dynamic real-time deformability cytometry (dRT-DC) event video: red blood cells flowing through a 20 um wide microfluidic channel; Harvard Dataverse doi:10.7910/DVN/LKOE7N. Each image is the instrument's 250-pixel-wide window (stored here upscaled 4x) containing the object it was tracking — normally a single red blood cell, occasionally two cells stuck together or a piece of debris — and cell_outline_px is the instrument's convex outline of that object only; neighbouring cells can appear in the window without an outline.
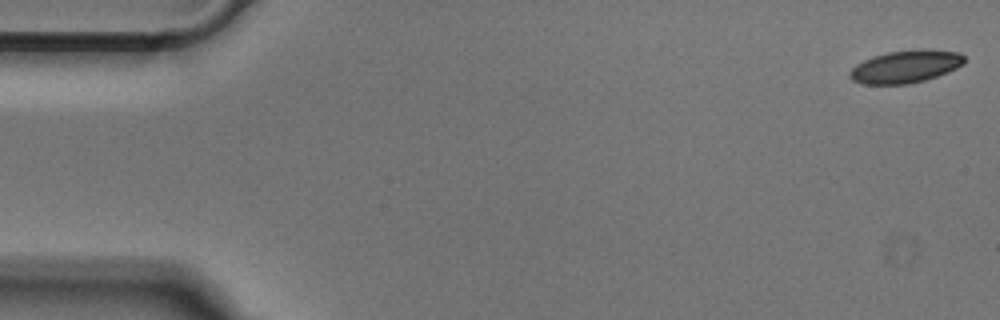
{"species": "Egyptian fruit bat (a non-hibernating species)", "species_latin": "Rousettus aegyptiacus", "temperature_condition": "cold", "stored_images_in_passage": 51, "camera_frame_rate_fps": 3000, "um_per_image_px": 0.085, "animal": {"sex": "male"}, "frame": {"image": 1, "passage_image": 1, "time_ms": 0.0, "image_size_px": [1000, 320], "cell_outline_px": [[964, 64], [948, 72], [924, 80], [908, 84], [860, 84], [852, 80], [848, 76], [848, 72], [856, 64], [864, 60], [888, 52], [916, 48], [928, 48], [960, 52], [964, 56]], "centroid_in_image_um": [76.98, 5.64], "position_along_channel_um": 8.0, "area_um2": 22.02}}
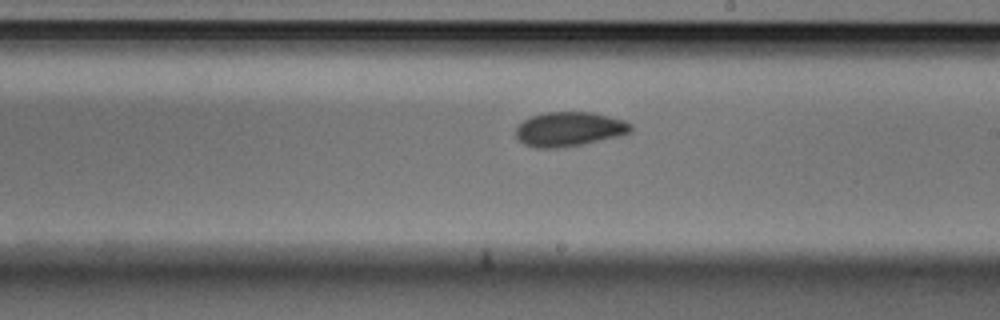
{"frame": {"image": 2, "passage_image": 29, "time_ms": 9.333, "image_size_px": [1000, 320], "cell_outline_px": [[632, 132], [620, 136], [584, 144], [560, 148], [536, 148], [524, 144], [516, 136], [516, 124], [532, 116], [544, 112], [592, 112], [624, 120], [632, 124]], "centroid_in_image_um": [48.39, 10.98], "position_along_channel_um": 240.6, "area_um2": 23.29}}
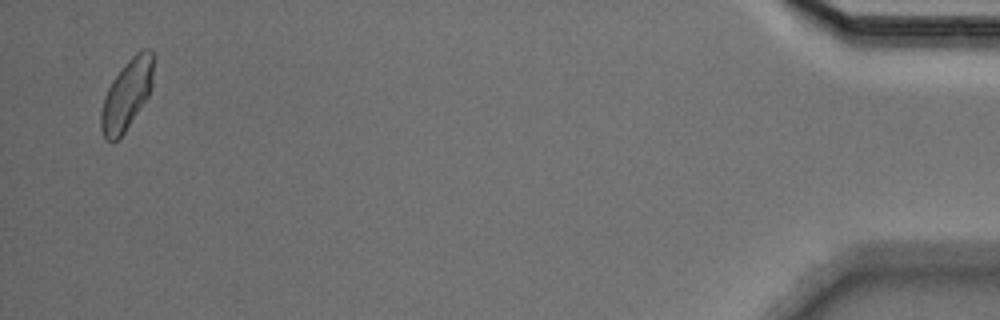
{"frame": {"image": 3, "passage_image": 50, "time_ms": 16.333, "image_size_px": [1000, 320], "cell_outline_px": [[156, 56], [152, 88], [148, 96], [124, 132], [112, 144], [104, 140], [100, 128], [100, 112], [104, 96], [112, 80], [124, 64], [136, 52], [144, 48], [148, 48]], "centroid_in_image_um": [10.79, 8.02], "position_along_channel_um": 424.4, "area_um2": 21.91}}